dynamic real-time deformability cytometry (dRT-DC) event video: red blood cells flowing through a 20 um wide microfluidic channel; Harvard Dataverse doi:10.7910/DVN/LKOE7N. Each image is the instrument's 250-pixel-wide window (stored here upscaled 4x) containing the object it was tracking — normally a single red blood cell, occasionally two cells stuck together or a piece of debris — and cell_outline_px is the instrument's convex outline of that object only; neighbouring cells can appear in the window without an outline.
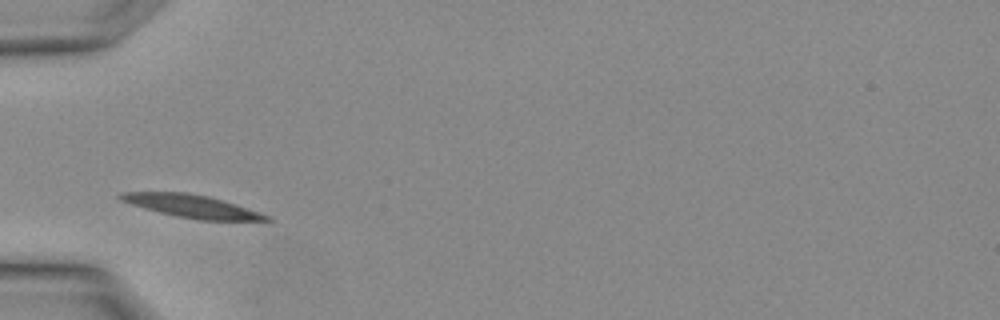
{"species": "Egyptian fruit bat (a non-hibernating species)", "species_latin": "Rousettus aegyptiacus", "temperature_condition": "warm", "stored_images_in_passage": 1, "camera_frame_rate_fps": 3000, "um_per_image_px": 0.085, "animal": {"sex": "female"}, "frame": {"image": 1, "passage_image": 1, "time_ms": 0.0, "image_size_px": [1000, 320], "cell_outline_px": [[272, 220], [200, 220], [176, 216], [144, 208], [120, 200], [116, 196], [120, 192], [188, 192], [208, 196], [268, 216]], "centroid_in_image_um": [16.17, 17.51], "position_along_channel_um": 68.8, "area_um2": 18.79}}